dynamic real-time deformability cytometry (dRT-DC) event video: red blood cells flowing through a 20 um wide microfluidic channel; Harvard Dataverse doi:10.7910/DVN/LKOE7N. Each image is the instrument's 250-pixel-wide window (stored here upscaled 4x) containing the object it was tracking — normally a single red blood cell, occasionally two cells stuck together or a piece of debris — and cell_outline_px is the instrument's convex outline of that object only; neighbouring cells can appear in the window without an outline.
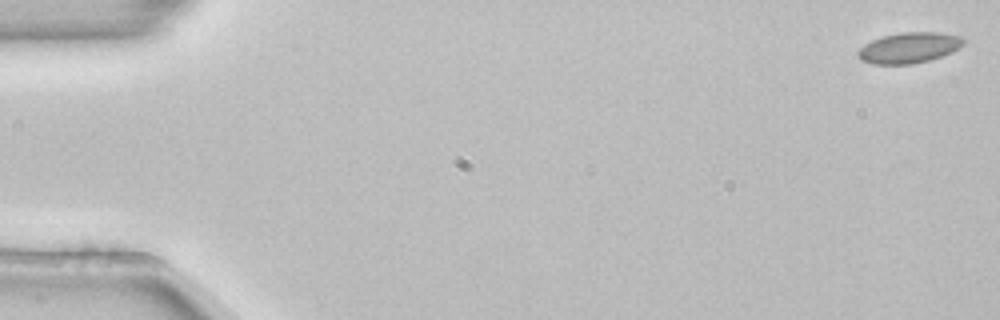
{"species": "common noctule bat (a hibernating species)", "species_latin": "Nyctalus noctula", "temperature_condition": "room temperature", "stored_images_in_passage": 49, "camera_frame_rate_fps": 3000, "um_per_image_px": 0.085, "animal": {"sex": "female", "body_mass_g": 22.7, "forearm_length_mm": 54.2}, "frame": {"image": 1, "passage_image": 1, "time_ms": 0.0, "image_size_px": [1000, 320], "cell_outline_px": [[964, 44], [960, 48], [952, 52], [928, 60], [912, 64], [872, 64], [860, 60], [856, 56], [856, 52], [864, 44], [872, 40], [884, 36], [900, 32], [940, 32], [964, 36]], "centroid_in_image_um": [77.27, 4.05], "position_along_channel_um": 7.7, "area_um2": 19.07}}
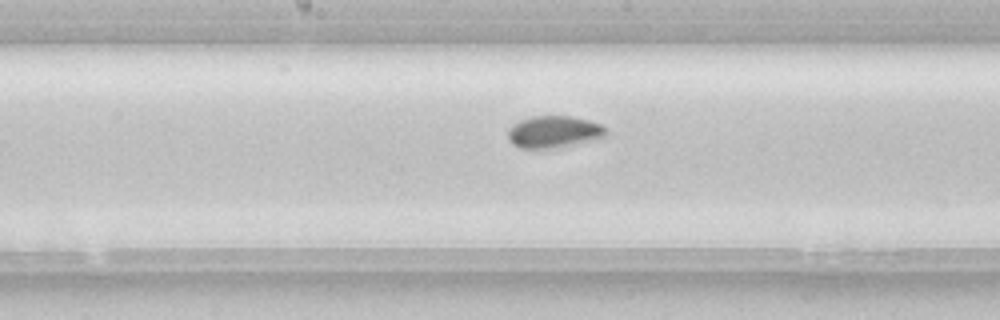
{"frame": {"image": 2, "passage_image": 28, "time_ms": 9.0, "image_size_px": [1000, 320], "cell_outline_px": [[608, 132], [604, 136], [560, 148], [520, 148], [512, 144], [508, 140], [508, 128], [512, 124], [520, 120], [532, 116], [572, 116], [588, 120], [600, 124]], "centroid_in_image_um": [47.02, 11.2], "position_along_channel_um": 201.2, "area_um2": 18.26}}
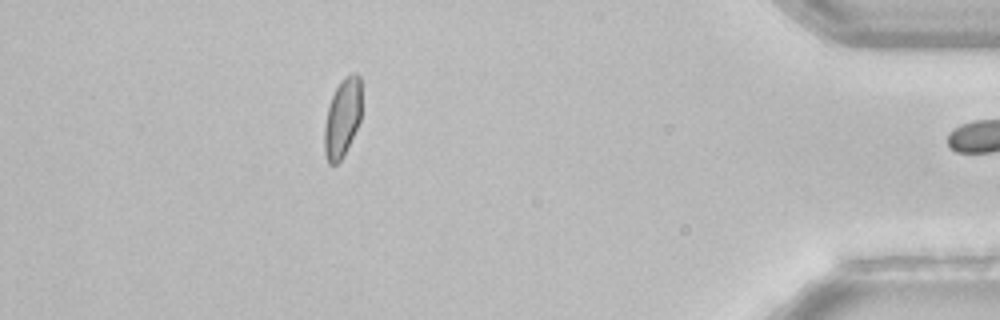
{"frame": {"image": 3, "passage_image": 48, "time_ms": 15.667, "image_size_px": [1000, 320], "cell_outline_px": [[360, 120], [344, 156], [336, 164], [328, 164], [324, 152], [324, 128], [328, 108], [332, 96], [340, 80], [344, 76], [352, 72], [356, 72], [360, 76]], "centroid_in_image_um": [29.09, 10.01], "position_along_channel_um": 406.1, "area_um2": 17.05}, "authors_computed_cell_mechanics": {"area_um2": 17.8602, "velocity_mm_per_s": 3.8419, "shape_relaxation_time_tau1_ms": 4.1478, "shape_relaxation_time_tau2_ms": null, "deformation_change_tau1": 0.0756, "deformation_change_tau2": null}}